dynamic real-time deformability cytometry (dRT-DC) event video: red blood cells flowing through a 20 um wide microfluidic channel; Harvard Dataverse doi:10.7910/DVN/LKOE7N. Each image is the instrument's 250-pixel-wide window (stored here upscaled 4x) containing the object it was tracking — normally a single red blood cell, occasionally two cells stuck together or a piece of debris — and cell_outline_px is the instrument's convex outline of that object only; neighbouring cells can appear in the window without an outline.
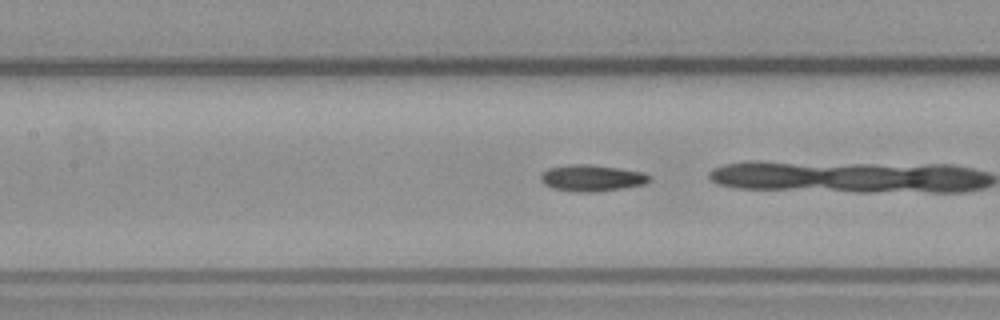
{"species": "common noctule bat (a hibernating species)", "species_latin": "Nyctalus noctula", "temperature_condition": "warm", "stored_images_in_passage": 33, "camera_frame_rate_fps": 3000, "um_per_image_px": 0.085, "animal": {"sex": "male", "body_mass_g": 23.1, "forearm_length_mm": 52.7}, "frame": {"image": 1, "passage_image": 19, "time_ms": 6.0, "image_size_px": [1000, 320], "cell_outline_px": [[652, 180], [644, 184], [620, 188], [592, 192], [584, 192], [552, 188], [544, 184], [540, 180], [540, 176], [548, 168], [568, 164], [592, 164], [620, 168], [644, 172], [652, 176]], "centroid_in_image_um": [50.33, 15.11], "position_along_channel_um": 157.1, "area_um2": 16.76}}